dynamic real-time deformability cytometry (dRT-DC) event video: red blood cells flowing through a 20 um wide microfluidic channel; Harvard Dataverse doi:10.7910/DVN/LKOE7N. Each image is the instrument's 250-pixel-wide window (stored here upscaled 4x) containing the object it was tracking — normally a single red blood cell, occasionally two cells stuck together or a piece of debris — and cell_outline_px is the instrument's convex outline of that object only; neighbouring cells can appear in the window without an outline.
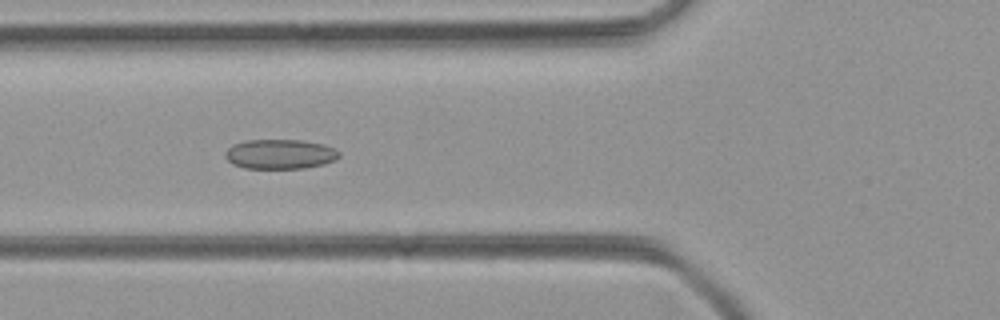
{"species": "common noctule bat (a hibernating species)", "species_latin": "Nyctalus noctula", "temperature_condition": "room temperature", "stored_images_in_passage": 38, "camera_frame_rate_fps": 3000, "um_per_image_px": 0.085, "animal": {"sex": "female", "body_mass_g": 21.9}, "frame": {"image": 1, "passage_image": 10, "time_ms": 3.0, "image_size_px": [1000, 320], "cell_outline_px": [[340, 156], [336, 160], [324, 164], [304, 168], [244, 168], [232, 164], [224, 156], [224, 152], [232, 144], [244, 140], [304, 140], [324, 144], [340, 152]], "centroid_in_image_um": [23.79, 13.09], "position_along_channel_um": 102.0, "area_um2": 19.88}}
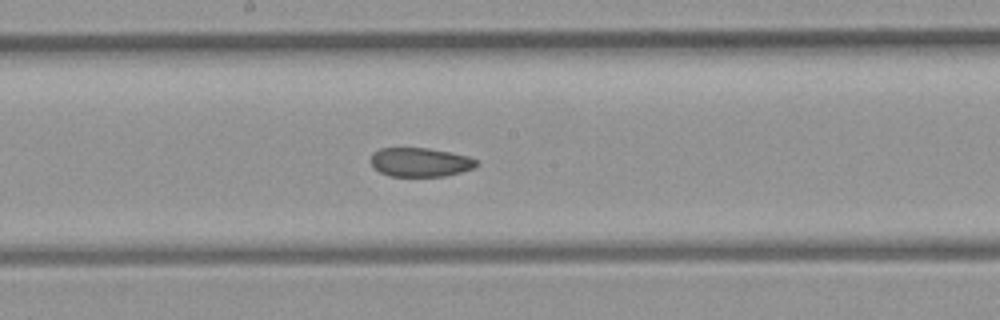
{"frame": {"image": 2, "passage_image": 18, "time_ms": 5.667, "image_size_px": [1000, 320], "cell_outline_px": [[480, 164], [472, 168], [460, 172], [444, 176], [388, 176], [372, 168], [368, 160], [372, 152], [380, 148], [428, 148], [452, 152], [468, 156], [476, 160]], "centroid_in_image_um": [35.65, 13.78], "position_along_channel_um": 212.5, "area_um2": 18.15}}
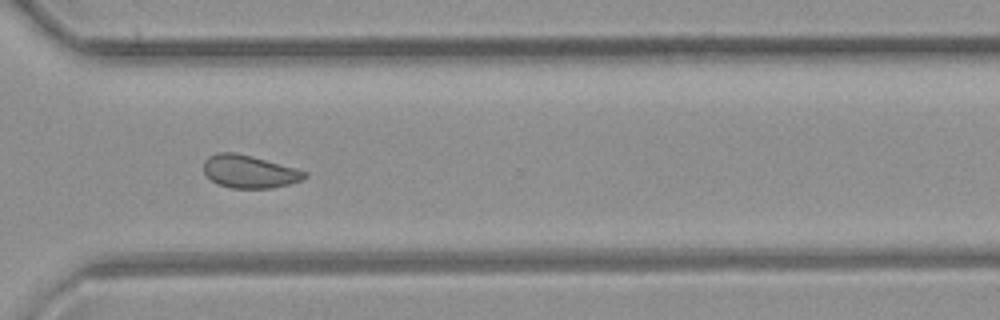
{"frame": {"image": 3, "passage_image": 28, "time_ms": 9.0, "image_size_px": [1000, 320], "cell_outline_px": [[308, 176], [300, 180], [288, 184], [272, 188], [232, 188], [216, 184], [204, 172], [204, 160], [208, 156], [216, 152], [236, 152], [252, 156], [296, 168], [308, 172]], "centroid_in_image_um": [21.18, 14.57], "position_along_channel_um": 349.4, "area_um2": 19.36}}